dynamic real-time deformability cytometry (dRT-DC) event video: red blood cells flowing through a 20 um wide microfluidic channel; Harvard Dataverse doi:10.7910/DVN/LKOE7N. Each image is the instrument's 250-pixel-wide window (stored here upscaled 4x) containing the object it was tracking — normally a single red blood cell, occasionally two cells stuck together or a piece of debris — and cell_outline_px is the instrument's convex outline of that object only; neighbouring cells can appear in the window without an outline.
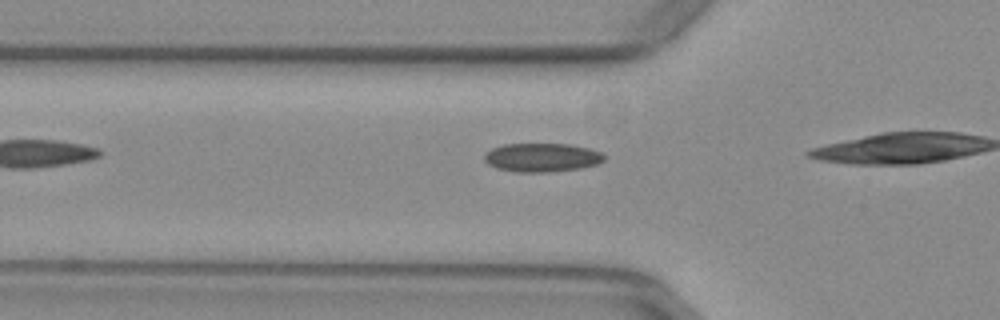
{"species": "common noctule bat (a hibernating species)", "species_latin": "Nyctalus noctula", "temperature_condition": "warm", "stored_images_in_passage": 7, "camera_frame_rate_fps": 3000, "um_per_image_px": 0.085, "animal": {"sex": "female", "body_mass_g": 29.2, "forearm_length_mm": 56.3}, "frame": {"image": 1, "passage_image": 2, "time_ms": 0.333, "image_size_px": [1000, 320], "cell_outline_px": [[604, 160], [596, 164], [580, 168], [552, 172], [516, 172], [496, 168], [488, 164], [484, 160], [484, 156], [492, 148], [504, 144], [572, 144], [604, 152]], "centroid_in_image_um": [46.08, 13.38], "position_along_channel_um": 79.7, "area_um2": 20.11}}
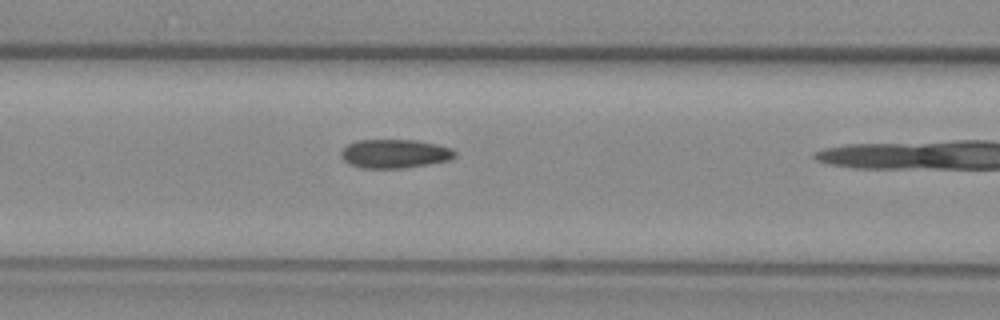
{"frame": {"image": 2, "passage_image": 6, "time_ms": 1.667, "image_size_px": [1000, 320], "cell_outline_px": [[456, 156], [448, 160], [428, 164], [404, 168], [360, 168], [348, 164], [340, 156], [340, 152], [348, 144], [356, 140], [416, 140], [436, 144], [452, 148], [456, 152]], "centroid_in_image_um": [33.53, 13.06], "position_along_channel_um": 133.1, "area_um2": 19.19}}